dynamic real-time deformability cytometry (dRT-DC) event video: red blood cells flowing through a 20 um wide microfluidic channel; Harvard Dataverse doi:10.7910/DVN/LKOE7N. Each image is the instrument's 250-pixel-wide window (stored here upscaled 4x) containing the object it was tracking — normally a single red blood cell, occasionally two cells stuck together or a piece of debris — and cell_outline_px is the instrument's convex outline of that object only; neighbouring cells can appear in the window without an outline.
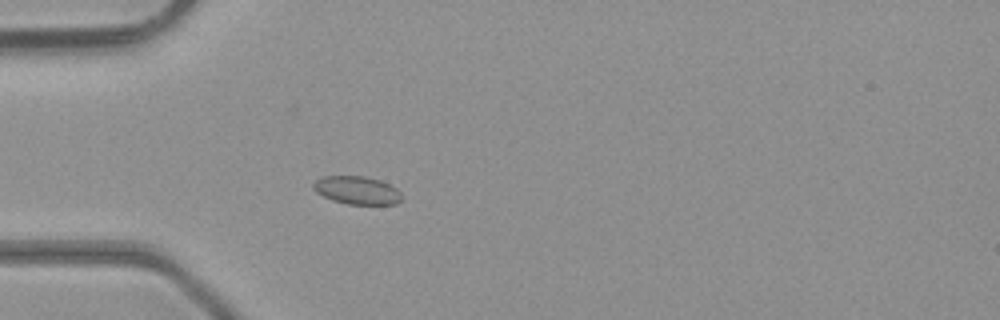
{"species": "common noctule bat (a hibernating species)", "species_latin": "Nyctalus noctula", "temperature_condition": "room temperature", "stored_images_in_passage": 41, "camera_frame_rate_fps": 3000, "um_per_image_px": 0.085, "animal": {"sex": "male", "body_mass_g": 23.1, "forearm_length_mm": 52.7}, "frame": {"image": 1, "passage_image": 8, "time_ms": 2.333, "image_size_px": [1000, 320], "cell_outline_px": [[404, 196], [396, 204], [348, 204], [332, 200], [316, 192], [312, 188], [312, 184], [320, 176], [364, 176], [380, 180], [396, 188]], "centroid_in_image_um": [30.33, 16.17], "position_along_channel_um": 54.7, "area_um2": 14.51}}
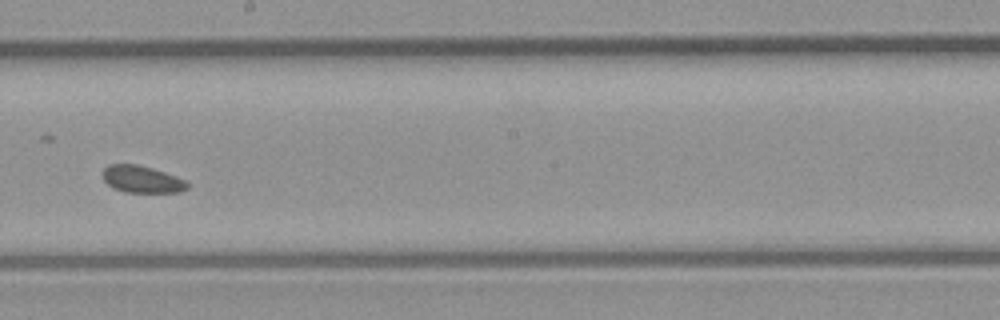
{"frame": {"image": 2, "passage_image": 21, "time_ms": 6.667, "image_size_px": [1000, 320], "cell_outline_px": [[188, 188], [180, 192], [124, 192], [112, 188], [104, 180], [104, 168], [108, 164], [136, 164], [152, 168], [176, 176], [184, 180], [188, 184]], "centroid_in_image_um": [12.05, 15.24], "position_along_channel_um": 236.1, "area_um2": 13.24}}
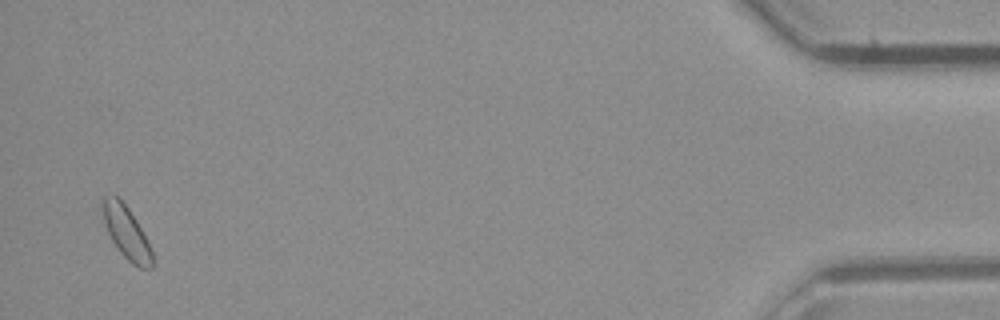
{"frame": {"image": 3, "passage_image": 40, "time_ms": 13.0, "image_size_px": [1000, 320], "cell_outline_px": [[152, 268], [140, 268], [132, 264], [120, 252], [112, 240], [108, 232], [104, 220], [100, 196], [116, 196], [128, 208], [140, 228], [152, 252]], "centroid_in_image_um": [10.71, 19.76], "position_along_channel_um": 424.5, "area_um2": 14.68}, "authors_computed_cell_mechanics": {"area_um2": 14.3922, "velocity_mm_per_s": 4.3681, "shape_relaxation_time_tau1_ms": null, "shape_relaxation_time_tau2_ms": 3.2981, "deformation_change_tau1": null, "deformation_change_tau2": 0.0753}}